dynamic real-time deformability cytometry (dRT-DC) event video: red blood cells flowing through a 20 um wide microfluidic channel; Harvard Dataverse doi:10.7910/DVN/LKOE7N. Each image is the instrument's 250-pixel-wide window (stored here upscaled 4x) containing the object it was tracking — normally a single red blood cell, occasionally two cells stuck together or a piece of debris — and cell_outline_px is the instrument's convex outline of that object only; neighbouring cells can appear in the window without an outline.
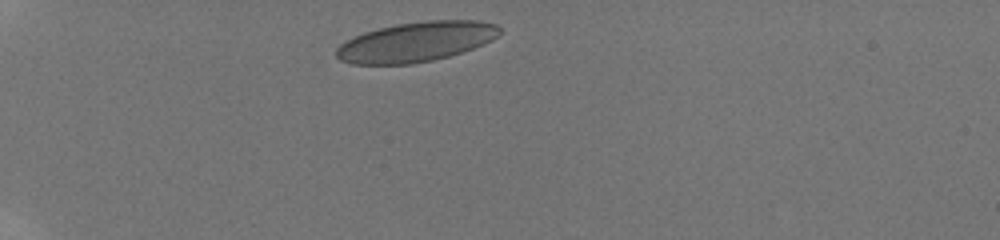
{"species": "human", "species_latin": "Homo sapiens", "temperature_condition": "room temperature", "stored_images_in_passage": 11, "camera_frame_rate_fps": 3000, "um_per_image_px": 0.085, "donor": {"sex": "male"}, "frame": {"image": 1, "passage_image": 1, "time_ms": 0.0, "image_size_px": [1000, 240], "cell_outline_px": [[500, 32], [492, 40], [472, 48], [448, 56], [432, 60], [412, 64], [352, 64], [340, 60], [336, 56], [336, 48], [340, 44], [364, 32], [396, 24], [424, 20], [476, 20], [496, 24], [500, 28]], "centroid_in_image_um": [35.35, 3.55], "position_along_channel_um": 49.6, "area_um2": 37.63}}
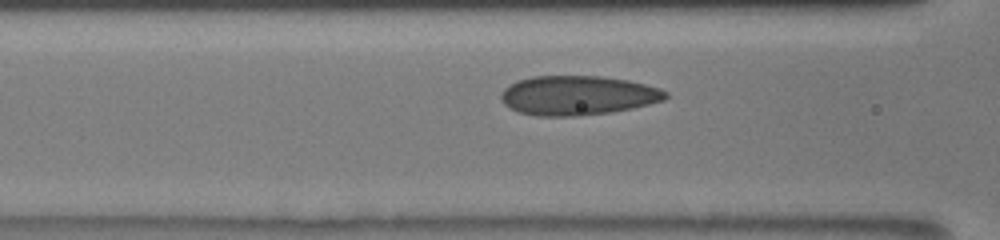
{"frame": {"image": 2, "passage_image": 7, "time_ms": 3.0, "image_size_px": [1000, 240], "cell_outline_px": [[668, 96], [664, 100], [632, 108], [612, 112], [580, 116], [536, 116], [520, 112], [508, 108], [500, 100], [500, 92], [504, 88], [516, 80], [532, 76], [600, 76], [628, 80], [660, 88], [668, 92]], "centroid_in_image_um": [49.07, 8.11], "position_along_channel_um": 117.5, "area_um2": 38.09}}
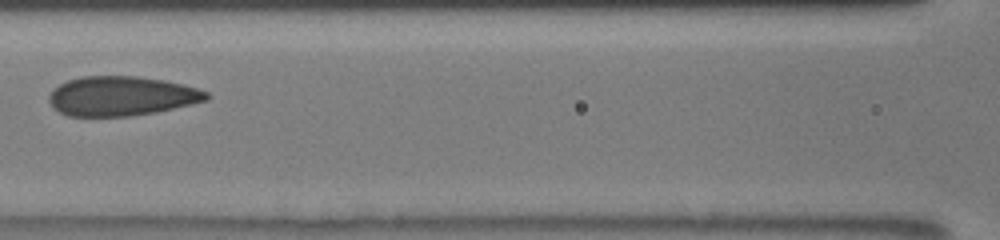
{"frame": {"image": 3, "passage_image": 8, "time_ms": 4.0, "image_size_px": [1000, 240], "cell_outline_px": [[212, 96], [208, 100], [192, 104], [156, 112], [128, 116], [68, 116], [52, 108], [48, 100], [48, 96], [52, 88], [68, 80], [80, 76], [136, 76], [164, 80], [184, 84], [208, 92]], "centroid_in_image_um": [10.31, 8.16], "position_along_channel_um": 156.3, "area_um2": 36.53}}